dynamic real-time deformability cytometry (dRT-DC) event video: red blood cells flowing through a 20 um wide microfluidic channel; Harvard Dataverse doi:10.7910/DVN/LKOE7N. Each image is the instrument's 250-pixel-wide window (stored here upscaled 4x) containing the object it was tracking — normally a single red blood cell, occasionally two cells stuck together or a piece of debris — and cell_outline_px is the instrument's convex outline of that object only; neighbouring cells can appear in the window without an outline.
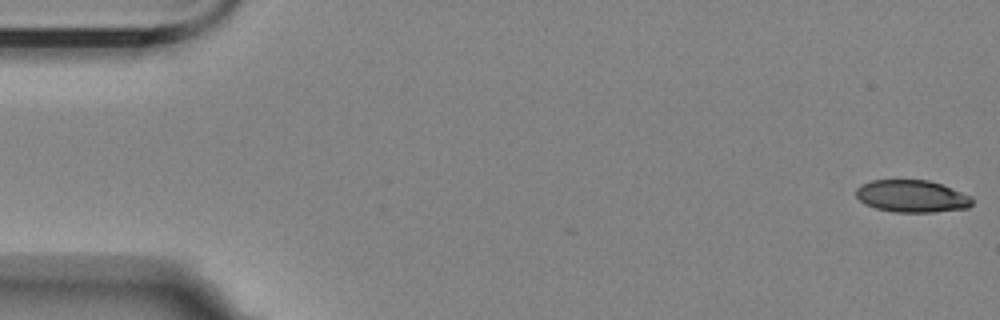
{"species": "Egyptian fruit bat (a non-hibernating species)", "species_latin": "Rousettus aegyptiacus", "temperature_condition": "room temperature", "stored_images_in_passage": 4, "camera_frame_rate_fps": 3000, "um_per_image_px": 0.085, "animal": {"sex": "female"}, "frame": {"image": 1, "passage_image": 1, "time_ms": 0.0, "image_size_px": [1000, 320], "cell_outline_px": [[972, 204], [968, 208], [936, 212], [892, 212], [876, 208], [864, 204], [856, 196], [856, 188], [860, 184], [872, 180], [928, 180], [940, 184], [972, 196]], "centroid_in_image_um": [77.49, 16.68], "position_along_channel_um": 7.5, "area_um2": 21.91}}